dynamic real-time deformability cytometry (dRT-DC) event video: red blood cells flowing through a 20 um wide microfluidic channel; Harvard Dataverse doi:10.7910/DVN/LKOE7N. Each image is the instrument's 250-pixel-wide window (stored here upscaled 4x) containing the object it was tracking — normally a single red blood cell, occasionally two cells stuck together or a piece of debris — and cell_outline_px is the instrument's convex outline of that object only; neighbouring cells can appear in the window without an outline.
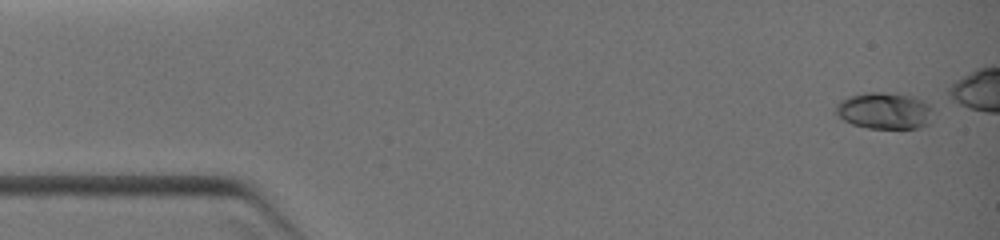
{"species": "common noctule bat (a hibernating species)", "species_latin": "Nyctalus noctula", "temperature_condition": "warm", "stored_images_in_passage": 20, "camera_frame_rate_fps": 3000, "um_per_image_px": 0.085, "animal": {"sex": "female", "body_mass_g": 19.0, "forearm_length_mm": 51.5}, "frame": {"image": 1, "passage_image": 1, "time_ms": 0.0, "image_size_px": [1000, 240], "cell_outline_px": [[932, 108], [928, 124], [920, 128], [868, 128], [852, 124], [844, 120], [836, 112], [836, 104], [840, 100], [848, 96], [864, 92], [884, 92], [916, 96], [928, 104]], "centroid_in_image_um": [75.17, 9.4], "position_along_channel_um": 9.8, "area_um2": 20.81}}
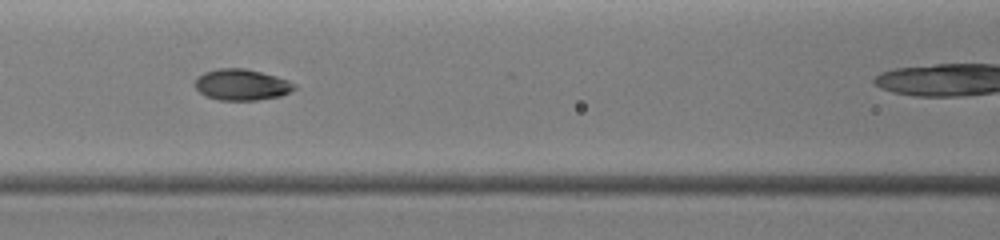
{"frame": {"image": 2, "passage_image": 10, "time_ms": 5.0, "image_size_px": [1000, 240], "cell_outline_px": [[296, 88], [280, 96], [256, 100], [220, 100], [208, 96], [200, 92], [192, 84], [204, 72], [220, 68], [244, 68], [276, 76], [288, 80], [296, 84]], "centroid_in_image_um": [20.54, 7.2], "position_along_channel_um": 146.1, "area_um2": 17.86}}
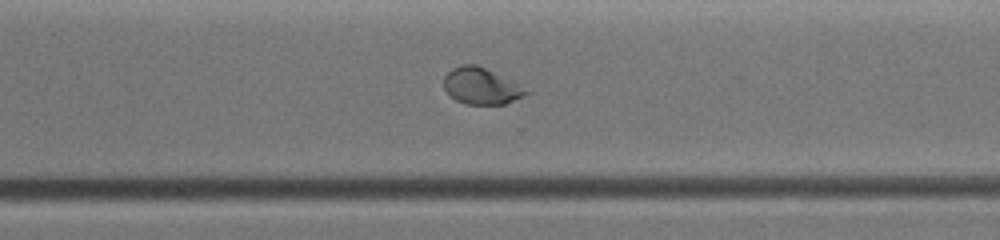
{"frame": {"image": 3, "passage_image": 17, "time_ms": 8.667, "image_size_px": [1000, 240], "cell_outline_px": [[532, 92], [504, 104], [464, 104], [456, 100], [444, 88], [444, 76], [452, 68], [460, 64], [476, 64]], "centroid_in_image_um": [40.85, 7.32], "position_along_channel_um": 329.7, "area_um2": 16.99}}